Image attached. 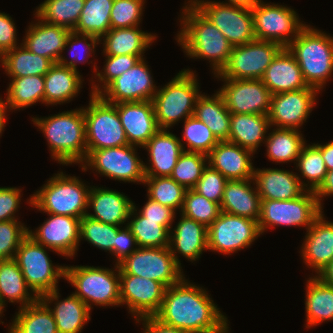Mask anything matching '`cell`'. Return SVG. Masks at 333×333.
<instances>
[{
    "label": "cell",
    "mask_w": 333,
    "mask_h": 333,
    "mask_svg": "<svg viewBox=\"0 0 333 333\" xmlns=\"http://www.w3.org/2000/svg\"><path fill=\"white\" fill-rule=\"evenodd\" d=\"M208 294L205 288L184 277L165 289L161 308L155 317L187 333H229L226 316Z\"/></svg>",
    "instance_id": "6da1fadb"
},
{
    "label": "cell",
    "mask_w": 333,
    "mask_h": 333,
    "mask_svg": "<svg viewBox=\"0 0 333 333\" xmlns=\"http://www.w3.org/2000/svg\"><path fill=\"white\" fill-rule=\"evenodd\" d=\"M187 3L182 8L179 19L182 28L176 40L187 57L210 60L212 73L216 75L226 65L233 46L190 1Z\"/></svg>",
    "instance_id": "7a4b0ae2"
},
{
    "label": "cell",
    "mask_w": 333,
    "mask_h": 333,
    "mask_svg": "<svg viewBox=\"0 0 333 333\" xmlns=\"http://www.w3.org/2000/svg\"><path fill=\"white\" fill-rule=\"evenodd\" d=\"M32 122L45 135L53 160L66 166L81 165L85 160L87 144L83 107L48 117H33Z\"/></svg>",
    "instance_id": "3957f363"
},
{
    "label": "cell",
    "mask_w": 333,
    "mask_h": 333,
    "mask_svg": "<svg viewBox=\"0 0 333 333\" xmlns=\"http://www.w3.org/2000/svg\"><path fill=\"white\" fill-rule=\"evenodd\" d=\"M286 48L295 57L307 85L322 91L333 74V37L306 25Z\"/></svg>",
    "instance_id": "277c9868"
},
{
    "label": "cell",
    "mask_w": 333,
    "mask_h": 333,
    "mask_svg": "<svg viewBox=\"0 0 333 333\" xmlns=\"http://www.w3.org/2000/svg\"><path fill=\"white\" fill-rule=\"evenodd\" d=\"M91 186L76 176L59 172L46 181L28 199L30 206L46 214L82 218L88 212V197Z\"/></svg>",
    "instance_id": "5b68a950"
},
{
    "label": "cell",
    "mask_w": 333,
    "mask_h": 333,
    "mask_svg": "<svg viewBox=\"0 0 333 333\" xmlns=\"http://www.w3.org/2000/svg\"><path fill=\"white\" fill-rule=\"evenodd\" d=\"M195 72L190 69L179 71L155 93L152 102L159 129H168L181 119L184 121L194 115L196 101L201 94Z\"/></svg>",
    "instance_id": "8992f818"
},
{
    "label": "cell",
    "mask_w": 333,
    "mask_h": 333,
    "mask_svg": "<svg viewBox=\"0 0 333 333\" xmlns=\"http://www.w3.org/2000/svg\"><path fill=\"white\" fill-rule=\"evenodd\" d=\"M114 269V270H113ZM113 269L94 266H66L65 279L76 289L73 292L90 310L96 306H120L119 266ZM94 303V304H93Z\"/></svg>",
    "instance_id": "52a82bcc"
},
{
    "label": "cell",
    "mask_w": 333,
    "mask_h": 333,
    "mask_svg": "<svg viewBox=\"0 0 333 333\" xmlns=\"http://www.w3.org/2000/svg\"><path fill=\"white\" fill-rule=\"evenodd\" d=\"M83 112L87 150L128 145L115 104L105 101L99 94H90L89 105L83 106Z\"/></svg>",
    "instance_id": "ba28073f"
},
{
    "label": "cell",
    "mask_w": 333,
    "mask_h": 333,
    "mask_svg": "<svg viewBox=\"0 0 333 333\" xmlns=\"http://www.w3.org/2000/svg\"><path fill=\"white\" fill-rule=\"evenodd\" d=\"M46 248L48 249L27 235L14 257L27 285L39 298L58 289V280L65 279L66 266H54Z\"/></svg>",
    "instance_id": "9c48e42d"
},
{
    "label": "cell",
    "mask_w": 333,
    "mask_h": 333,
    "mask_svg": "<svg viewBox=\"0 0 333 333\" xmlns=\"http://www.w3.org/2000/svg\"><path fill=\"white\" fill-rule=\"evenodd\" d=\"M119 274H130L162 283L166 288L180 282L185 275L169 247H138L118 263Z\"/></svg>",
    "instance_id": "30bf717a"
},
{
    "label": "cell",
    "mask_w": 333,
    "mask_h": 333,
    "mask_svg": "<svg viewBox=\"0 0 333 333\" xmlns=\"http://www.w3.org/2000/svg\"><path fill=\"white\" fill-rule=\"evenodd\" d=\"M137 146L125 145L98 150H87L81 163L82 171L96 170L95 173L123 182L144 183V163L137 155Z\"/></svg>",
    "instance_id": "8fae6325"
},
{
    "label": "cell",
    "mask_w": 333,
    "mask_h": 333,
    "mask_svg": "<svg viewBox=\"0 0 333 333\" xmlns=\"http://www.w3.org/2000/svg\"><path fill=\"white\" fill-rule=\"evenodd\" d=\"M322 212L313 191L306 190L292 200H261L259 229L264 233L271 227L285 225L308 230Z\"/></svg>",
    "instance_id": "7c38bea8"
},
{
    "label": "cell",
    "mask_w": 333,
    "mask_h": 333,
    "mask_svg": "<svg viewBox=\"0 0 333 333\" xmlns=\"http://www.w3.org/2000/svg\"><path fill=\"white\" fill-rule=\"evenodd\" d=\"M256 40L271 41L286 48L307 25L294 9L262 0L251 8Z\"/></svg>",
    "instance_id": "4fadbf2b"
},
{
    "label": "cell",
    "mask_w": 333,
    "mask_h": 333,
    "mask_svg": "<svg viewBox=\"0 0 333 333\" xmlns=\"http://www.w3.org/2000/svg\"><path fill=\"white\" fill-rule=\"evenodd\" d=\"M226 37L232 46L256 40L250 8L226 2L189 0Z\"/></svg>",
    "instance_id": "5bb4252c"
},
{
    "label": "cell",
    "mask_w": 333,
    "mask_h": 333,
    "mask_svg": "<svg viewBox=\"0 0 333 333\" xmlns=\"http://www.w3.org/2000/svg\"><path fill=\"white\" fill-rule=\"evenodd\" d=\"M283 47L271 41L254 40L233 46L229 59L215 75L223 79H261L267 67Z\"/></svg>",
    "instance_id": "9a60e30c"
},
{
    "label": "cell",
    "mask_w": 333,
    "mask_h": 333,
    "mask_svg": "<svg viewBox=\"0 0 333 333\" xmlns=\"http://www.w3.org/2000/svg\"><path fill=\"white\" fill-rule=\"evenodd\" d=\"M260 235L263 234L256 220L221 211L207 228L208 251L231 255L250 247Z\"/></svg>",
    "instance_id": "2e32d148"
},
{
    "label": "cell",
    "mask_w": 333,
    "mask_h": 333,
    "mask_svg": "<svg viewBox=\"0 0 333 333\" xmlns=\"http://www.w3.org/2000/svg\"><path fill=\"white\" fill-rule=\"evenodd\" d=\"M221 79L218 92L230 113L268 115L273 94L261 79Z\"/></svg>",
    "instance_id": "e0dca14e"
},
{
    "label": "cell",
    "mask_w": 333,
    "mask_h": 333,
    "mask_svg": "<svg viewBox=\"0 0 333 333\" xmlns=\"http://www.w3.org/2000/svg\"><path fill=\"white\" fill-rule=\"evenodd\" d=\"M145 58L112 80L99 95L107 102L152 101L158 90Z\"/></svg>",
    "instance_id": "ac0fdd59"
},
{
    "label": "cell",
    "mask_w": 333,
    "mask_h": 333,
    "mask_svg": "<svg viewBox=\"0 0 333 333\" xmlns=\"http://www.w3.org/2000/svg\"><path fill=\"white\" fill-rule=\"evenodd\" d=\"M319 90L314 87L273 94L268 119L271 127L301 129L316 105Z\"/></svg>",
    "instance_id": "d6986e66"
},
{
    "label": "cell",
    "mask_w": 333,
    "mask_h": 333,
    "mask_svg": "<svg viewBox=\"0 0 333 333\" xmlns=\"http://www.w3.org/2000/svg\"><path fill=\"white\" fill-rule=\"evenodd\" d=\"M120 276V302L133 318L155 316L161 308L166 287L157 281L130 274Z\"/></svg>",
    "instance_id": "ffe728a7"
},
{
    "label": "cell",
    "mask_w": 333,
    "mask_h": 333,
    "mask_svg": "<svg viewBox=\"0 0 333 333\" xmlns=\"http://www.w3.org/2000/svg\"><path fill=\"white\" fill-rule=\"evenodd\" d=\"M48 216L34 232L28 230V235L50 251L72 258L79 249L80 218L57 214Z\"/></svg>",
    "instance_id": "44dd1931"
},
{
    "label": "cell",
    "mask_w": 333,
    "mask_h": 333,
    "mask_svg": "<svg viewBox=\"0 0 333 333\" xmlns=\"http://www.w3.org/2000/svg\"><path fill=\"white\" fill-rule=\"evenodd\" d=\"M128 144L143 147L159 130L152 101L116 103Z\"/></svg>",
    "instance_id": "7402d4cb"
},
{
    "label": "cell",
    "mask_w": 333,
    "mask_h": 333,
    "mask_svg": "<svg viewBox=\"0 0 333 333\" xmlns=\"http://www.w3.org/2000/svg\"><path fill=\"white\" fill-rule=\"evenodd\" d=\"M180 138L168 129H159L142 147L147 150L150 164L144 163L145 177H170L183 152Z\"/></svg>",
    "instance_id": "603a6c76"
},
{
    "label": "cell",
    "mask_w": 333,
    "mask_h": 333,
    "mask_svg": "<svg viewBox=\"0 0 333 333\" xmlns=\"http://www.w3.org/2000/svg\"><path fill=\"white\" fill-rule=\"evenodd\" d=\"M305 234L301 256L317 276L333 259V222L326 221L322 212Z\"/></svg>",
    "instance_id": "cb8c5ba5"
},
{
    "label": "cell",
    "mask_w": 333,
    "mask_h": 333,
    "mask_svg": "<svg viewBox=\"0 0 333 333\" xmlns=\"http://www.w3.org/2000/svg\"><path fill=\"white\" fill-rule=\"evenodd\" d=\"M254 183L261 200H292L305 191L297 173L278 168H254Z\"/></svg>",
    "instance_id": "d4e9b609"
},
{
    "label": "cell",
    "mask_w": 333,
    "mask_h": 333,
    "mask_svg": "<svg viewBox=\"0 0 333 333\" xmlns=\"http://www.w3.org/2000/svg\"><path fill=\"white\" fill-rule=\"evenodd\" d=\"M38 19L34 24L31 23L22 43L30 52L50 59L54 64L58 63L63 51L67 37L71 30Z\"/></svg>",
    "instance_id": "484cf974"
},
{
    "label": "cell",
    "mask_w": 333,
    "mask_h": 333,
    "mask_svg": "<svg viewBox=\"0 0 333 333\" xmlns=\"http://www.w3.org/2000/svg\"><path fill=\"white\" fill-rule=\"evenodd\" d=\"M253 154L237 144L220 141L207 155L208 164L227 180L250 179L254 174Z\"/></svg>",
    "instance_id": "4316f807"
},
{
    "label": "cell",
    "mask_w": 333,
    "mask_h": 333,
    "mask_svg": "<svg viewBox=\"0 0 333 333\" xmlns=\"http://www.w3.org/2000/svg\"><path fill=\"white\" fill-rule=\"evenodd\" d=\"M180 215V221L173 230H170L169 249L176 262L181 266L177 255L181 254L190 262L198 260L203 254L202 252L208 250V239L205 225L183 214Z\"/></svg>",
    "instance_id": "83f0119b"
},
{
    "label": "cell",
    "mask_w": 333,
    "mask_h": 333,
    "mask_svg": "<svg viewBox=\"0 0 333 333\" xmlns=\"http://www.w3.org/2000/svg\"><path fill=\"white\" fill-rule=\"evenodd\" d=\"M129 199L116 190L93 186L89 192L88 208H93L94 214L87 212L86 216L107 224L125 225L134 204Z\"/></svg>",
    "instance_id": "f1b7e54d"
},
{
    "label": "cell",
    "mask_w": 333,
    "mask_h": 333,
    "mask_svg": "<svg viewBox=\"0 0 333 333\" xmlns=\"http://www.w3.org/2000/svg\"><path fill=\"white\" fill-rule=\"evenodd\" d=\"M59 295V289H56L40 297L51 310L58 333H81L84 325L91 318V310L74 293L63 300H59L61 297ZM51 303H54V308L49 305Z\"/></svg>",
    "instance_id": "f546056e"
},
{
    "label": "cell",
    "mask_w": 333,
    "mask_h": 333,
    "mask_svg": "<svg viewBox=\"0 0 333 333\" xmlns=\"http://www.w3.org/2000/svg\"><path fill=\"white\" fill-rule=\"evenodd\" d=\"M261 80L272 94L310 87L305 82L295 57L287 48L276 55Z\"/></svg>",
    "instance_id": "4dcf8cb0"
},
{
    "label": "cell",
    "mask_w": 333,
    "mask_h": 333,
    "mask_svg": "<svg viewBox=\"0 0 333 333\" xmlns=\"http://www.w3.org/2000/svg\"><path fill=\"white\" fill-rule=\"evenodd\" d=\"M253 178L244 180H228L225 184L221 200V211L246 217L258 222L260 217L261 198Z\"/></svg>",
    "instance_id": "1f68e13d"
},
{
    "label": "cell",
    "mask_w": 333,
    "mask_h": 333,
    "mask_svg": "<svg viewBox=\"0 0 333 333\" xmlns=\"http://www.w3.org/2000/svg\"><path fill=\"white\" fill-rule=\"evenodd\" d=\"M79 73L70 67L55 63L44 75V104L60 105L78 96L83 83V77Z\"/></svg>",
    "instance_id": "d6a6232c"
},
{
    "label": "cell",
    "mask_w": 333,
    "mask_h": 333,
    "mask_svg": "<svg viewBox=\"0 0 333 333\" xmlns=\"http://www.w3.org/2000/svg\"><path fill=\"white\" fill-rule=\"evenodd\" d=\"M269 127L268 115L231 113L228 142L256 153L261 143L264 144Z\"/></svg>",
    "instance_id": "836d02e7"
},
{
    "label": "cell",
    "mask_w": 333,
    "mask_h": 333,
    "mask_svg": "<svg viewBox=\"0 0 333 333\" xmlns=\"http://www.w3.org/2000/svg\"><path fill=\"white\" fill-rule=\"evenodd\" d=\"M100 38L103 41V55H144L154 43L156 35L144 32L138 26L110 29ZM103 39V40H102Z\"/></svg>",
    "instance_id": "e575fe53"
},
{
    "label": "cell",
    "mask_w": 333,
    "mask_h": 333,
    "mask_svg": "<svg viewBox=\"0 0 333 333\" xmlns=\"http://www.w3.org/2000/svg\"><path fill=\"white\" fill-rule=\"evenodd\" d=\"M5 299H8L10 303H19V309L39 299L27 285L14 259L0 260V309L2 311L6 306Z\"/></svg>",
    "instance_id": "d590c367"
},
{
    "label": "cell",
    "mask_w": 333,
    "mask_h": 333,
    "mask_svg": "<svg viewBox=\"0 0 333 333\" xmlns=\"http://www.w3.org/2000/svg\"><path fill=\"white\" fill-rule=\"evenodd\" d=\"M306 328L333 320V286L325 284L317 276L306 282Z\"/></svg>",
    "instance_id": "8d00e7d4"
},
{
    "label": "cell",
    "mask_w": 333,
    "mask_h": 333,
    "mask_svg": "<svg viewBox=\"0 0 333 333\" xmlns=\"http://www.w3.org/2000/svg\"><path fill=\"white\" fill-rule=\"evenodd\" d=\"M215 93L211 97L204 93L198 96L194 116L205 123L219 141H228L231 113L221 94L218 91Z\"/></svg>",
    "instance_id": "74e56055"
},
{
    "label": "cell",
    "mask_w": 333,
    "mask_h": 333,
    "mask_svg": "<svg viewBox=\"0 0 333 333\" xmlns=\"http://www.w3.org/2000/svg\"><path fill=\"white\" fill-rule=\"evenodd\" d=\"M0 66L9 77L44 76L54 63L43 56L30 52L23 44L4 53Z\"/></svg>",
    "instance_id": "f35d334b"
},
{
    "label": "cell",
    "mask_w": 333,
    "mask_h": 333,
    "mask_svg": "<svg viewBox=\"0 0 333 333\" xmlns=\"http://www.w3.org/2000/svg\"><path fill=\"white\" fill-rule=\"evenodd\" d=\"M8 327V333H58L51 310L40 298L19 309Z\"/></svg>",
    "instance_id": "ab89813d"
},
{
    "label": "cell",
    "mask_w": 333,
    "mask_h": 333,
    "mask_svg": "<svg viewBox=\"0 0 333 333\" xmlns=\"http://www.w3.org/2000/svg\"><path fill=\"white\" fill-rule=\"evenodd\" d=\"M264 144L266 148V156L269 160L276 163H288L297 161L302 147L306 144V140L300 130L274 128L268 133Z\"/></svg>",
    "instance_id": "60d3db41"
},
{
    "label": "cell",
    "mask_w": 333,
    "mask_h": 333,
    "mask_svg": "<svg viewBox=\"0 0 333 333\" xmlns=\"http://www.w3.org/2000/svg\"><path fill=\"white\" fill-rule=\"evenodd\" d=\"M6 100L3 102L10 110H20L32 106L36 102L44 104V76L10 77Z\"/></svg>",
    "instance_id": "b9f144b4"
},
{
    "label": "cell",
    "mask_w": 333,
    "mask_h": 333,
    "mask_svg": "<svg viewBox=\"0 0 333 333\" xmlns=\"http://www.w3.org/2000/svg\"><path fill=\"white\" fill-rule=\"evenodd\" d=\"M114 0H85L80 19L73 31L102 38L110 29Z\"/></svg>",
    "instance_id": "7bdbcfd3"
},
{
    "label": "cell",
    "mask_w": 333,
    "mask_h": 333,
    "mask_svg": "<svg viewBox=\"0 0 333 333\" xmlns=\"http://www.w3.org/2000/svg\"><path fill=\"white\" fill-rule=\"evenodd\" d=\"M85 0H45L35 11L46 23L66 27L73 31L80 19Z\"/></svg>",
    "instance_id": "ee69618b"
},
{
    "label": "cell",
    "mask_w": 333,
    "mask_h": 333,
    "mask_svg": "<svg viewBox=\"0 0 333 333\" xmlns=\"http://www.w3.org/2000/svg\"><path fill=\"white\" fill-rule=\"evenodd\" d=\"M133 204L126 226L134 235L138 247H169L170 231L160 221L147 220ZM134 216V217H133Z\"/></svg>",
    "instance_id": "f6af8a7d"
},
{
    "label": "cell",
    "mask_w": 333,
    "mask_h": 333,
    "mask_svg": "<svg viewBox=\"0 0 333 333\" xmlns=\"http://www.w3.org/2000/svg\"><path fill=\"white\" fill-rule=\"evenodd\" d=\"M296 167L300 172L297 173L302 186L307 191L315 192L323 183L327 174V168L322 158L321 150L313 143L312 145L305 144L296 161ZM304 181H302L303 179Z\"/></svg>",
    "instance_id": "bcb514c9"
},
{
    "label": "cell",
    "mask_w": 333,
    "mask_h": 333,
    "mask_svg": "<svg viewBox=\"0 0 333 333\" xmlns=\"http://www.w3.org/2000/svg\"><path fill=\"white\" fill-rule=\"evenodd\" d=\"M147 187V197L170 207L175 212L182 208L187 189L178 184L171 177H145L144 183Z\"/></svg>",
    "instance_id": "7dc6e473"
},
{
    "label": "cell",
    "mask_w": 333,
    "mask_h": 333,
    "mask_svg": "<svg viewBox=\"0 0 333 333\" xmlns=\"http://www.w3.org/2000/svg\"><path fill=\"white\" fill-rule=\"evenodd\" d=\"M183 128L182 139H179L183 151L199 152L208 155L220 142L209 127L202 121H199L194 115L184 120ZM183 139L188 147L184 146Z\"/></svg>",
    "instance_id": "c3c4849f"
},
{
    "label": "cell",
    "mask_w": 333,
    "mask_h": 333,
    "mask_svg": "<svg viewBox=\"0 0 333 333\" xmlns=\"http://www.w3.org/2000/svg\"><path fill=\"white\" fill-rule=\"evenodd\" d=\"M120 227L122 226L103 223L84 215L80 219V241L84 238L93 246L114 255V243Z\"/></svg>",
    "instance_id": "681fc988"
},
{
    "label": "cell",
    "mask_w": 333,
    "mask_h": 333,
    "mask_svg": "<svg viewBox=\"0 0 333 333\" xmlns=\"http://www.w3.org/2000/svg\"><path fill=\"white\" fill-rule=\"evenodd\" d=\"M207 162L208 156L205 154L183 151L170 177L186 189H193L201 178Z\"/></svg>",
    "instance_id": "f907efd6"
},
{
    "label": "cell",
    "mask_w": 333,
    "mask_h": 333,
    "mask_svg": "<svg viewBox=\"0 0 333 333\" xmlns=\"http://www.w3.org/2000/svg\"><path fill=\"white\" fill-rule=\"evenodd\" d=\"M180 212L208 228L220 215L221 208L219 204L208 200L194 189H187Z\"/></svg>",
    "instance_id": "816d5d0a"
},
{
    "label": "cell",
    "mask_w": 333,
    "mask_h": 333,
    "mask_svg": "<svg viewBox=\"0 0 333 333\" xmlns=\"http://www.w3.org/2000/svg\"><path fill=\"white\" fill-rule=\"evenodd\" d=\"M105 65L103 67V70L100 72L98 70L97 64L94 63V72H96L94 75L95 79H97V82L103 84L99 86V83L94 84L92 81V90L91 94H99L112 80H114L116 77H119L121 74H123L126 70L133 67L140 59L143 58L144 55H119V56H112V55H105ZM96 64V65H95ZM103 71V72H102Z\"/></svg>",
    "instance_id": "f5cc1de1"
},
{
    "label": "cell",
    "mask_w": 333,
    "mask_h": 333,
    "mask_svg": "<svg viewBox=\"0 0 333 333\" xmlns=\"http://www.w3.org/2000/svg\"><path fill=\"white\" fill-rule=\"evenodd\" d=\"M99 40L100 39L98 37L90 34H82L71 31L67 37L64 48L68 49L69 46L71 60L68 61L67 58L63 57L62 55L58 61V64L78 71L77 63H85L88 61L87 59L90 58V56L92 57L91 54L95 52L94 50L96 49L95 47H97L96 45L100 44ZM83 53H85V56H82Z\"/></svg>",
    "instance_id": "db71d44e"
},
{
    "label": "cell",
    "mask_w": 333,
    "mask_h": 333,
    "mask_svg": "<svg viewBox=\"0 0 333 333\" xmlns=\"http://www.w3.org/2000/svg\"><path fill=\"white\" fill-rule=\"evenodd\" d=\"M144 0H114L110 14L111 29L139 26Z\"/></svg>",
    "instance_id": "11a10c76"
},
{
    "label": "cell",
    "mask_w": 333,
    "mask_h": 333,
    "mask_svg": "<svg viewBox=\"0 0 333 333\" xmlns=\"http://www.w3.org/2000/svg\"><path fill=\"white\" fill-rule=\"evenodd\" d=\"M28 230L18 219L0 221V260L14 259L20 243L28 235Z\"/></svg>",
    "instance_id": "9f6ffc18"
},
{
    "label": "cell",
    "mask_w": 333,
    "mask_h": 333,
    "mask_svg": "<svg viewBox=\"0 0 333 333\" xmlns=\"http://www.w3.org/2000/svg\"><path fill=\"white\" fill-rule=\"evenodd\" d=\"M227 181L219 171L213 169L208 164L193 189L208 200L220 205Z\"/></svg>",
    "instance_id": "6f0895ef"
},
{
    "label": "cell",
    "mask_w": 333,
    "mask_h": 333,
    "mask_svg": "<svg viewBox=\"0 0 333 333\" xmlns=\"http://www.w3.org/2000/svg\"><path fill=\"white\" fill-rule=\"evenodd\" d=\"M21 192L17 187H0V221L17 219L15 213L20 207Z\"/></svg>",
    "instance_id": "680465c9"
},
{
    "label": "cell",
    "mask_w": 333,
    "mask_h": 333,
    "mask_svg": "<svg viewBox=\"0 0 333 333\" xmlns=\"http://www.w3.org/2000/svg\"><path fill=\"white\" fill-rule=\"evenodd\" d=\"M147 220L160 221V225L165 226L169 231L172 229V224L176 218V212L170 207L163 206L148 198L143 208L138 210Z\"/></svg>",
    "instance_id": "91938a15"
},
{
    "label": "cell",
    "mask_w": 333,
    "mask_h": 333,
    "mask_svg": "<svg viewBox=\"0 0 333 333\" xmlns=\"http://www.w3.org/2000/svg\"><path fill=\"white\" fill-rule=\"evenodd\" d=\"M14 20L9 14L0 12V57L18 47Z\"/></svg>",
    "instance_id": "94428289"
},
{
    "label": "cell",
    "mask_w": 333,
    "mask_h": 333,
    "mask_svg": "<svg viewBox=\"0 0 333 333\" xmlns=\"http://www.w3.org/2000/svg\"><path fill=\"white\" fill-rule=\"evenodd\" d=\"M137 248L138 245L136 239L130 229L126 225L123 228L120 227L117 231L116 241L114 243V256L117 260L115 263L118 264Z\"/></svg>",
    "instance_id": "6125c7cd"
},
{
    "label": "cell",
    "mask_w": 333,
    "mask_h": 333,
    "mask_svg": "<svg viewBox=\"0 0 333 333\" xmlns=\"http://www.w3.org/2000/svg\"><path fill=\"white\" fill-rule=\"evenodd\" d=\"M136 323L143 324V332L142 333H187L180 328L172 327L167 324L162 323L155 316H148L136 319Z\"/></svg>",
    "instance_id": "be15d7a7"
},
{
    "label": "cell",
    "mask_w": 333,
    "mask_h": 333,
    "mask_svg": "<svg viewBox=\"0 0 333 333\" xmlns=\"http://www.w3.org/2000/svg\"><path fill=\"white\" fill-rule=\"evenodd\" d=\"M314 193L315 196L317 197V201L320 208L323 210L322 207L324 206L322 205L323 203L321 202L323 201L322 198L333 195V170L327 172L323 183Z\"/></svg>",
    "instance_id": "e7e4bbea"
},
{
    "label": "cell",
    "mask_w": 333,
    "mask_h": 333,
    "mask_svg": "<svg viewBox=\"0 0 333 333\" xmlns=\"http://www.w3.org/2000/svg\"><path fill=\"white\" fill-rule=\"evenodd\" d=\"M320 150L322 154V158L325 162L327 171L333 170V141H330L326 144H315Z\"/></svg>",
    "instance_id": "03108f58"
},
{
    "label": "cell",
    "mask_w": 333,
    "mask_h": 333,
    "mask_svg": "<svg viewBox=\"0 0 333 333\" xmlns=\"http://www.w3.org/2000/svg\"><path fill=\"white\" fill-rule=\"evenodd\" d=\"M325 284L333 286V259L332 261L317 275Z\"/></svg>",
    "instance_id": "003e7915"
},
{
    "label": "cell",
    "mask_w": 333,
    "mask_h": 333,
    "mask_svg": "<svg viewBox=\"0 0 333 333\" xmlns=\"http://www.w3.org/2000/svg\"><path fill=\"white\" fill-rule=\"evenodd\" d=\"M260 1L261 0H227L226 4L237 5L251 9Z\"/></svg>",
    "instance_id": "a7ac6f4b"
},
{
    "label": "cell",
    "mask_w": 333,
    "mask_h": 333,
    "mask_svg": "<svg viewBox=\"0 0 333 333\" xmlns=\"http://www.w3.org/2000/svg\"><path fill=\"white\" fill-rule=\"evenodd\" d=\"M8 108L5 106L2 98L0 97V137L2 135V131H4L5 128V122L7 120V115L6 113L10 110H7Z\"/></svg>",
    "instance_id": "89a4df30"
},
{
    "label": "cell",
    "mask_w": 333,
    "mask_h": 333,
    "mask_svg": "<svg viewBox=\"0 0 333 333\" xmlns=\"http://www.w3.org/2000/svg\"><path fill=\"white\" fill-rule=\"evenodd\" d=\"M3 312H4V311H2V310L0 309V317L2 316Z\"/></svg>",
    "instance_id": "2644e50d"
}]
</instances>
